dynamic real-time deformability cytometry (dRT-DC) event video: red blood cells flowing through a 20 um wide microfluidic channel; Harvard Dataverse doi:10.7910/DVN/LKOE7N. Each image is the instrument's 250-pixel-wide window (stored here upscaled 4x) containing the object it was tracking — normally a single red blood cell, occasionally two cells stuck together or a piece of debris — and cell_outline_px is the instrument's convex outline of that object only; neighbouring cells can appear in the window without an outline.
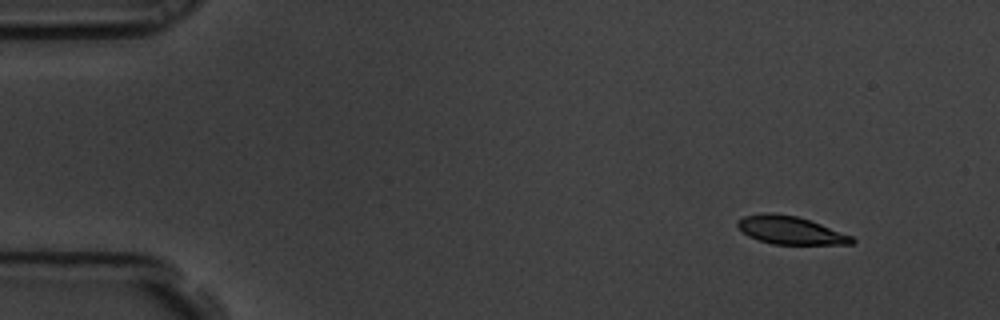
{"species": "common noctule bat (a hibernating species)", "species_latin": "Nyctalus noctula", "temperature_condition": "room temperature", "stored_images_in_passage": 10, "camera_frame_rate_fps": 3000, "um_per_image_px": 0.085, "animal": {"sex": "male", "body_mass_g": 19.5, "forearm_length_mm": 54.6}, "frame": {"image": 1, "passage_image": 1, "time_ms": 0.0, "image_size_px": [1000, 320], "cell_outline_px": [[856, 240], [852, 244], [772, 244], [748, 236], [736, 224], [736, 220], [744, 216], [768, 212], [772, 212], [796, 216], [820, 224], [852, 236]], "centroid_in_image_um": [67.16, 19.57], "position_along_channel_um": 17.8, "area_um2": 18.44}}
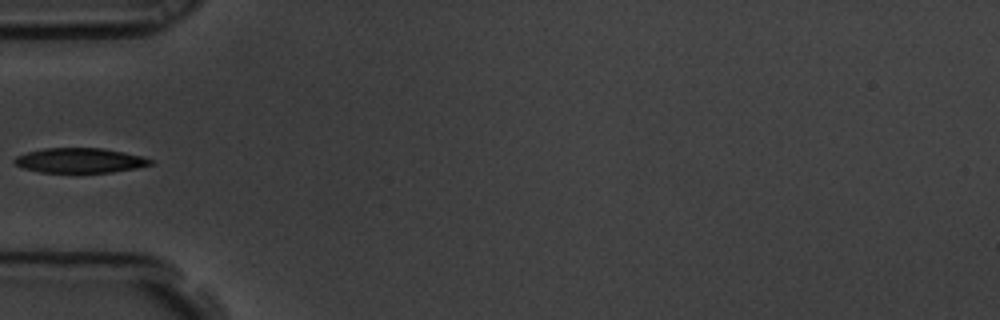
{"frame": {"image": 2, "passage_image": 5, "time_ms": 1.333, "image_size_px": [1000, 320], "cell_outline_px": [[152, 164], [136, 168], [112, 172], [40, 172], [24, 168], [16, 164], [12, 160], [16, 156], [28, 152], [44, 148], [104, 148], [124, 152], [140, 156], [152, 160]], "centroid_in_image_um": [6.77, 13.63], "position_along_channel_um": 78.2, "area_um2": 19.48}}
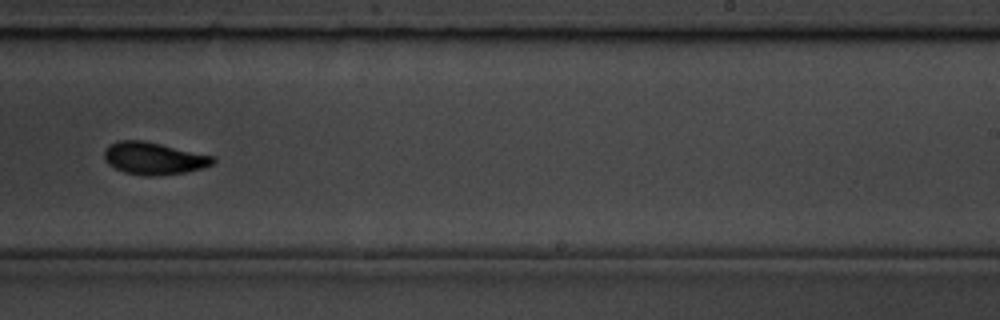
{"frame": {"image": 3, "passage_image": 10, "time_ms": 3.0, "image_size_px": [1000, 320], "cell_outline_px": [[216, 160], [212, 164], [200, 168], [184, 172], [156, 176], [144, 176], [124, 172], [108, 164], [104, 160], [104, 148], [108, 144], [120, 140], [144, 140], [216, 156]], "centroid_in_image_um": [13.05, 13.44], "position_along_channel_um": 276.0, "area_um2": 20.63}}